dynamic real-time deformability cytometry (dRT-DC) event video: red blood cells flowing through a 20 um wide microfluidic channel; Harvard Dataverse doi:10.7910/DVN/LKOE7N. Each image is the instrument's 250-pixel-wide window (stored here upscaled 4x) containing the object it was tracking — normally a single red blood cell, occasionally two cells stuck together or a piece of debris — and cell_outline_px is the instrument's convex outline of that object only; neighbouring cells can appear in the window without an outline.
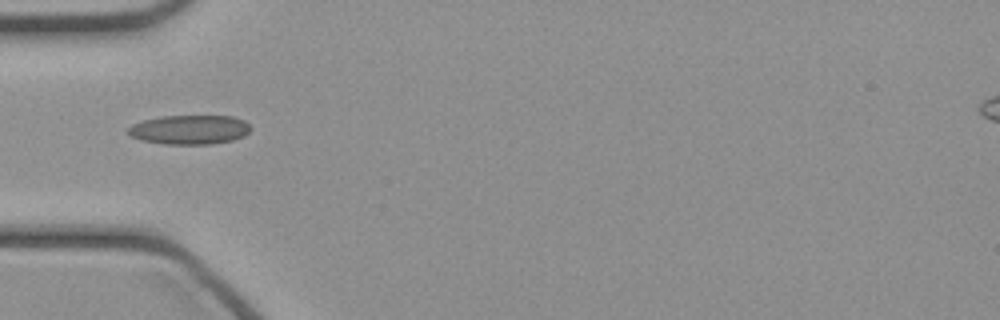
{"species": "common noctule bat (a hibernating species)", "species_latin": "Nyctalus noctula", "temperature_condition": "cold", "stored_images_in_passage": 26, "camera_frame_rate_fps": 3000, "um_per_image_px": 0.085, "animal": {"sex": "female", "body_mass_g": 21.9}, "frame": {"image": 1, "passage_image": 1, "time_ms": 0.0, "image_size_px": [1000, 320], "cell_outline_px": [[252, 128], [244, 136], [232, 140], [212, 144], [164, 144], [140, 140], [128, 136], [124, 132], [132, 124], [144, 120], [164, 116], [232, 116], [244, 120]], "centroid_in_image_um": [16.07, 11.03], "position_along_channel_um": 68.9, "area_um2": 21.1}}
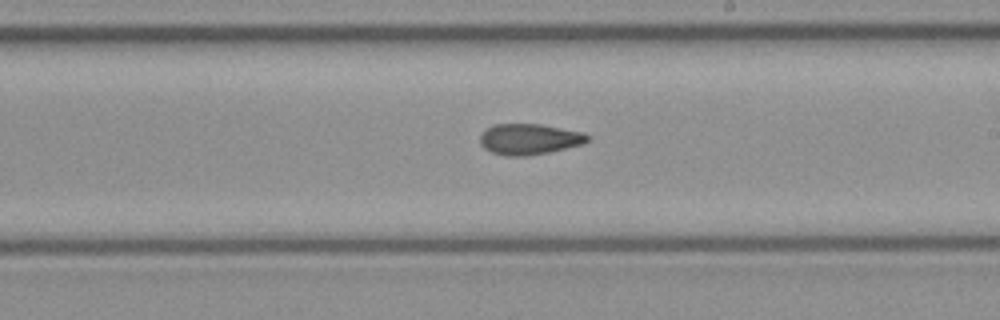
{"frame": {"image": 2, "passage_image": 13, "time_ms": 4.0, "image_size_px": [1000, 320], "cell_outline_px": [[592, 140], [584, 144], [548, 152], [524, 156], [508, 156], [492, 152], [484, 148], [480, 144], [480, 136], [492, 124], [540, 124], [584, 132], [592, 136]], "centroid_in_image_um": [45.05, 11.82], "position_along_channel_um": 243.9, "area_um2": 19.42}}
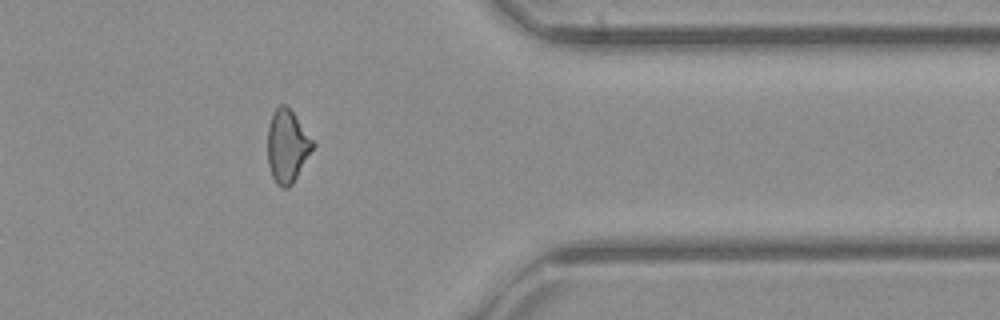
{"frame": {"image": 3, "passage_image": 24, "time_ms": 7.667, "image_size_px": [1000, 320], "cell_outline_px": [[316, 144], [292, 184], [288, 188], [280, 188], [276, 184], [272, 176], [268, 164], [268, 128], [272, 112], [280, 104], [284, 104], [292, 112]], "centroid_in_image_um": [24.4, 12.44], "position_along_channel_um": 387.0, "area_um2": 19.02}}